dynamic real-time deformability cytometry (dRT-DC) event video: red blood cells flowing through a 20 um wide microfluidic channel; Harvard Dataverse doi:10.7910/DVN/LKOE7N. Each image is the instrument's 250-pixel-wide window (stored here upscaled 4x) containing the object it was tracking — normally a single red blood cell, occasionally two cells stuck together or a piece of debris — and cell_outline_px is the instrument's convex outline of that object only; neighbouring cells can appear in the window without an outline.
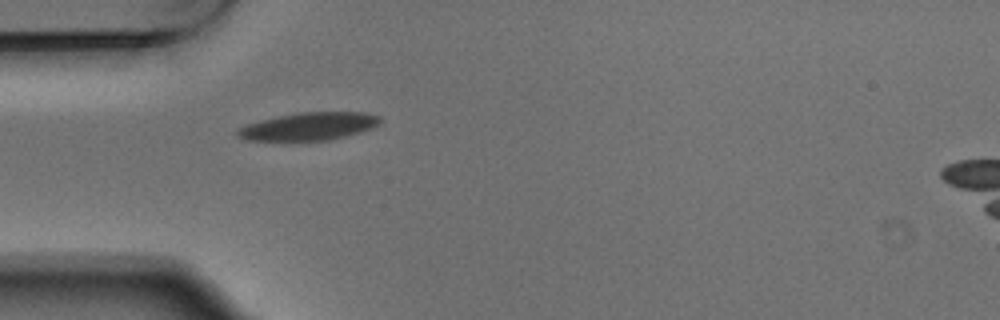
{"species": "Egyptian fruit bat (a non-hibernating species)", "species_latin": "Rousettus aegyptiacus", "temperature_condition": "warm", "stored_images_in_passage": 2, "camera_frame_rate_fps": 3000, "um_per_image_px": 0.085, "animal": {"sex": "male"}, "frame": {"image": 1, "passage_image": 1, "time_ms": 0.0, "image_size_px": [1000, 320], "cell_outline_px": [[380, 124], [372, 128], [360, 132], [328, 140], [244, 140], [236, 136], [236, 128], [260, 120], [300, 112], [368, 112], [380, 116]], "centroid_in_image_um": [26.25, 10.73], "position_along_channel_um": 58.7, "area_um2": 23.0}}